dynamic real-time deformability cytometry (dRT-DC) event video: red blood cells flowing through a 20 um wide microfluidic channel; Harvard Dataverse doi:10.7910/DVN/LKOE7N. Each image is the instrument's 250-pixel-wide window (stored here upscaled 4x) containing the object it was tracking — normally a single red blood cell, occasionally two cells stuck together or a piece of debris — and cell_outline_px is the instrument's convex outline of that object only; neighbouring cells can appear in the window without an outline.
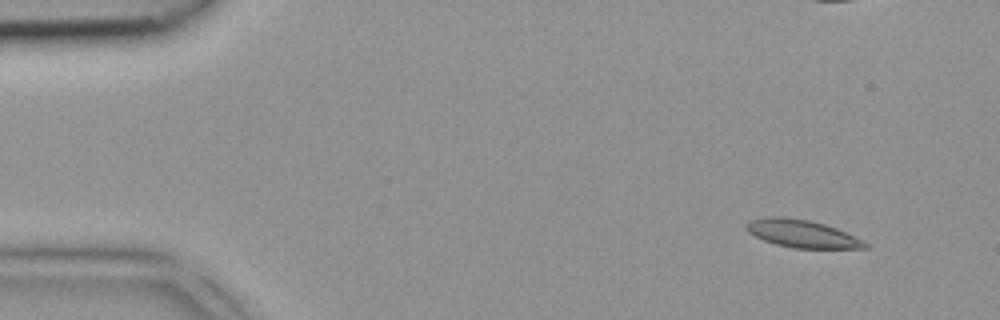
{"species": "common noctule bat (a hibernating species)", "species_latin": "Nyctalus noctula", "temperature_condition": "room temperature", "stored_images_in_passage": 4, "camera_frame_rate_fps": 3000, "um_per_image_px": 0.085, "animal": {"sex": "female", "body_mass_g": 18.4}, "frame": {"image": 1, "passage_image": 1, "time_ms": 0.0, "image_size_px": [1000, 320], "cell_outline_px": [[868, 248], [792, 248], [776, 244], [764, 240], [748, 232], [744, 224], [748, 220], [764, 216], [784, 216], [808, 220], [824, 224], [836, 228], [868, 244]], "centroid_in_image_um": [68.08, 19.84], "position_along_channel_um": 16.9, "area_um2": 19.02}}
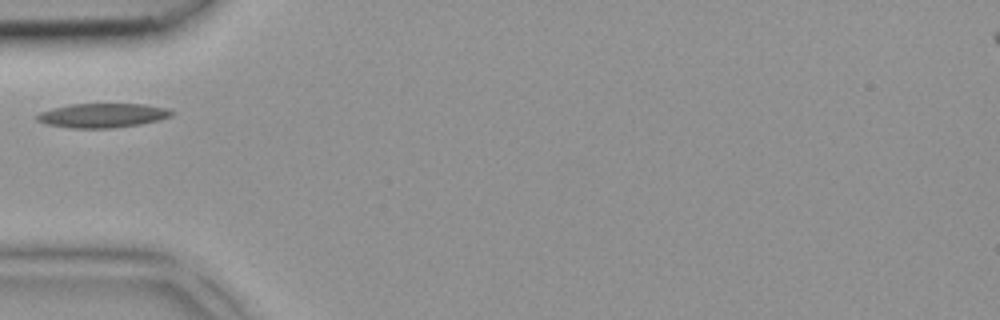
{"frame": {"image": 2, "passage_image": 4, "time_ms": 1.0, "image_size_px": [1000, 320], "cell_outline_px": [[176, 112], [172, 116], [160, 120], [140, 124], [112, 128], [72, 128], [48, 124], [36, 120], [36, 116], [40, 112], [52, 108], [72, 104], [144, 104], [168, 108]], "centroid_in_image_um": [8.77, 9.81], "position_along_channel_um": 76.2, "area_um2": 19.07}}